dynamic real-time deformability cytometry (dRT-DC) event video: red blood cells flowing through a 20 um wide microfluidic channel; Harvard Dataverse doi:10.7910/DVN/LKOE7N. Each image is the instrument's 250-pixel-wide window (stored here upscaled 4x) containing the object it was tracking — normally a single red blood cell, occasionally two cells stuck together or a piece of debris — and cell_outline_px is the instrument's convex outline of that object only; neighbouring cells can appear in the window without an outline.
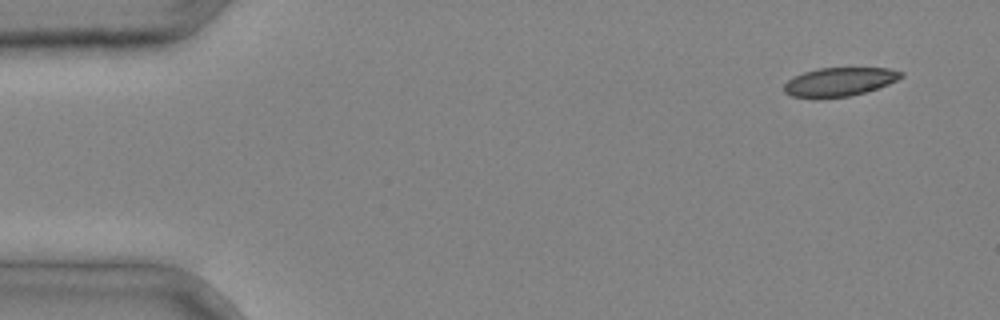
{"species": "common noctule bat (a hibernating species)", "species_latin": "Nyctalus noctula", "temperature_condition": "cold", "stored_images_in_passage": 3, "camera_frame_rate_fps": 3000, "um_per_image_px": 0.085, "animal": {"sex": "male", "body_mass_g": 20.4}, "frame": {"image": 1, "passage_image": 1, "time_ms": 0.0, "image_size_px": [1000, 320], "cell_outline_px": [[904, 76], [888, 84], [864, 92], [848, 96], [816, 100], [792, 96], [784, 92], [784, 84], [788, 80], [804, 72], [820, 68], [888, 68], [904, 72]], "centroid_in_image_um": [71.32, 6.98], "position_along_channel_um": 13.7, "area_um2": 19.71}}
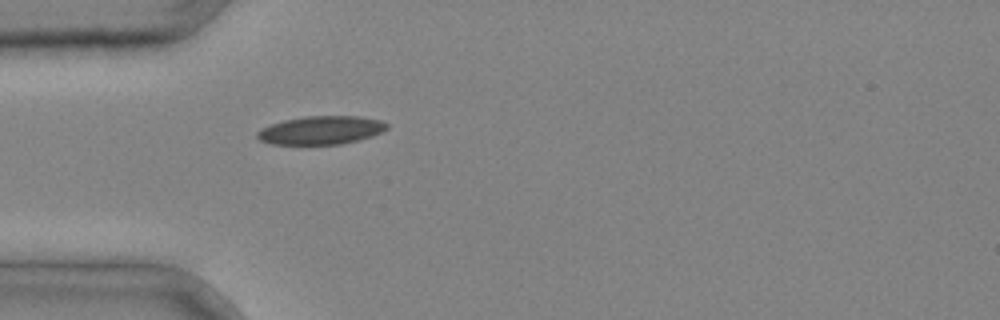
{"frame": {"image": 2, "passage_image": 3, "time_ms": 0.667, "image_size_px": [1000, 320], "cell_outline_px": [[388, 128], [372, 136], [340, 144], [272, 144], [260, 140], [256, 136], [256, 132], [272, 124], [284, 120], [308, 116], [360, 116], [380, 120], [388, 124]], "centroid_in_image_um": [27.3, 11.06], "position_along_channel_um": 57.7, "area_um2": 21.15}}